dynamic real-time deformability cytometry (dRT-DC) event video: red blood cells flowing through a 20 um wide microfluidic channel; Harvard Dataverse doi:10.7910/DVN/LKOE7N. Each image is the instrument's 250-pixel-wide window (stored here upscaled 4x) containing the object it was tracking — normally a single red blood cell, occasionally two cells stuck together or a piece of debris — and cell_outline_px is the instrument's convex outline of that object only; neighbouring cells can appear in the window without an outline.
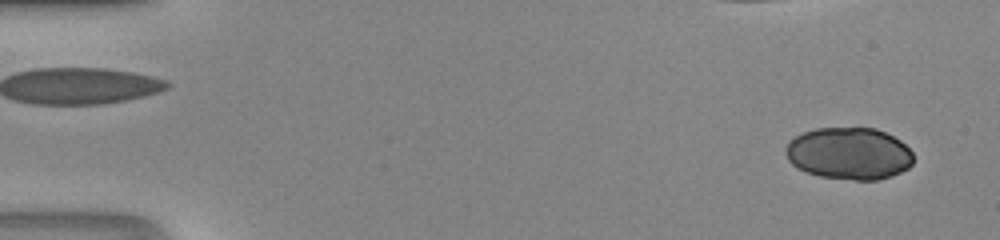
{"species": "human", "species_latin": "Homo sapiens", "temperature_condition": "room temperature", "stored_images_in_passage": 31, "camera_frame_rate_fps": 3000, "um_per_image_px": 0.085, "donor": {"sex": "male"}, "frame": {"image": 1, "passage_image": 1, "time_ms": 0.0, "image_size_px": [1000, 240], "cell_outline_px": [[912, 164], [908, 168], [892, 176], [876, 180], [856, 180], [820, 176], [796, 168], [788, 160], [784, 152], [784, 148], [796, 136], [804, 132], [816, 128], [876, 128], [900, 140], [912, 152]], "centroid_in_image_um": [72.16, 13.05], "position_along_channel_um": 12.8, "area_um2": 38.67}}